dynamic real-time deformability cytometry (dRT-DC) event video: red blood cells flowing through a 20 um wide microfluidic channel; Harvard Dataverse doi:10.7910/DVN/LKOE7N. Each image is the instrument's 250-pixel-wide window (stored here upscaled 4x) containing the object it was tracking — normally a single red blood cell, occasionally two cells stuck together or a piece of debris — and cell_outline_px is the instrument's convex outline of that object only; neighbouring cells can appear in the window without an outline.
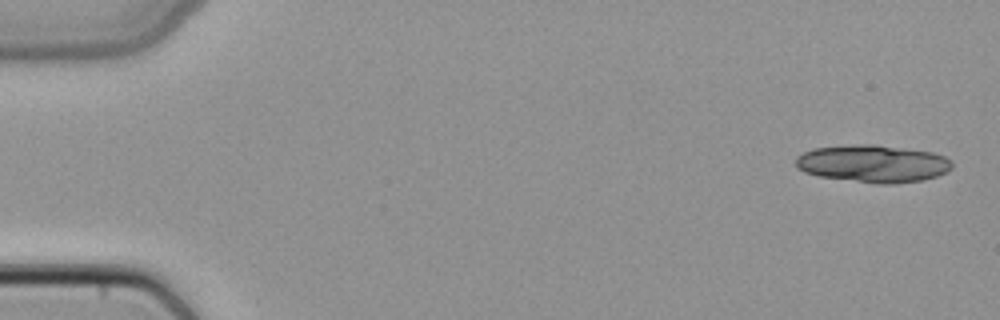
{"species": "common noctule bat (a hibernating species)", "species_latin": "Nyctalus noctula", "temperature_condition": "cold", "stored_images_in_passage": 7, "camera_frame_rate_fps": 3000, "um_per_image_px": 0.085, "animal": {"sex": "female", "body_mass_g": 22.7, "forearm_length_mm": 54.2}, "frame": {"image": 1, "passage_image": 1, "time_ms": 0.0, "image_size_px": [1000, 320], "cell_outline_px": [[952, 168], [948, 172], [924, 180], [896, 184], [876, 184], [820, 176], [804, 172], [796, 168], [796, 156], [812, 148], [856, 144], [876, 144], [932, 152], [944, 156], [952, 160]], "centroid_in_image_um": [74.22, 13.91], "position_along_channel_um": 10.8, "area_um2": 34.45}}
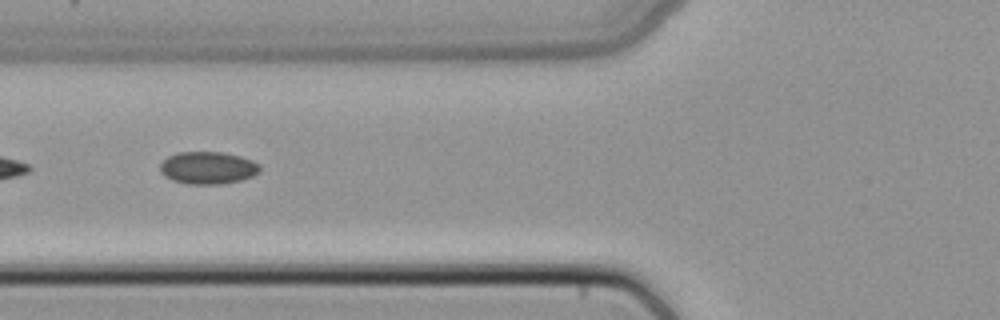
{"frame": {"image": 2, "passage_image": 6, "time_ms": 1.667, "image_size_px": [1000, 320], "cell_outline_px": [[260, 172], [252, 176], [240, 180], [220, 184], [184, 184], [172, 180], [164, 176], [160, 172], [160, 164], [168, 156], [176, 152], [224, 152], [240, 156], [252, 160], [260, 164]], "centroid_in_image_um": [17.66, 14.26], "position_along_channel_um": 108.1, "area_um2": 19.02}}
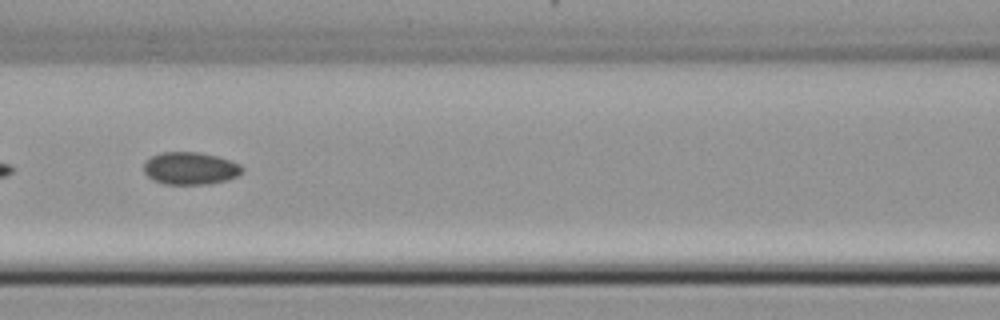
{"frame": {"image": 3, "passage_image": 7, "time_ms": 2.0, "image_size_px": [1000, 320], "cell_outline_px": [[244, 172], [236, 176], [224, 180], [208, 184], [164, 184], [152, 180], [144, 172], [144, 160], [160, 152], [200, 152], [216, 156], [240, 164], [244, 168]], "centroid_in_image_um": [16.14, 14.3], "position_along_channel_um": 150.5, "area_um2": 18.67}}